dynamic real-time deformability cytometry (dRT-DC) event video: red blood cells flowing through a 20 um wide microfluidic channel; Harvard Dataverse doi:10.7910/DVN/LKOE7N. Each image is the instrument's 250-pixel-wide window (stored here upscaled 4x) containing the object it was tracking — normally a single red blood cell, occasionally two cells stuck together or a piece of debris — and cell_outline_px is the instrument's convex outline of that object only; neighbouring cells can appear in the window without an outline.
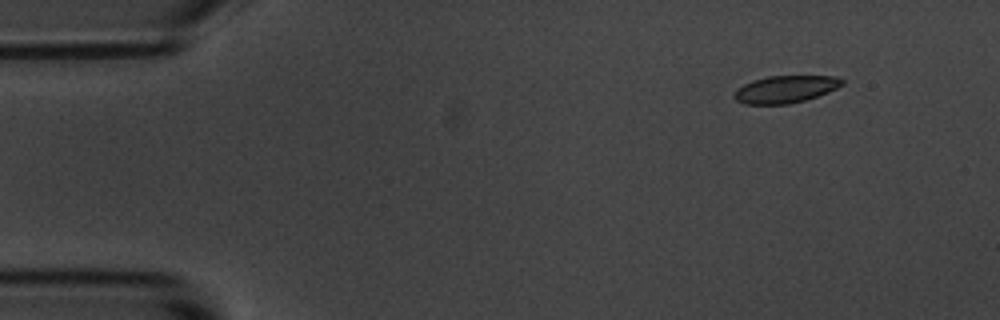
{"species": "common noctule bat (a hibernating species)", "species_latin": "Nyctalus noctula", "temperature_condition": "room temperature", "stored_images_in_passage": 48, "camera_frame_rate_fps": 3000, "um_per_image_px": 0.085, "animal": {"sex": "male", "body_mass_g": 20.1, "forearm_length_mm": 53.5}, "frame": {"image": 1, "passage_image": 1, "time_ms": 0.0, "image_size_px": [1000, 320], "cell_outline_px": [[844, 84], [828, 92], [804, 100], [788, 104], [744, 104], [736, 100], [732, 96], [736, 88], [752, 80], [768, 76], [836, 76], [844, 80]], "centroid_in_image_um": [66.73, 7.58], "position_along_channel_um": 18.3, "area_um2": 17.17}}
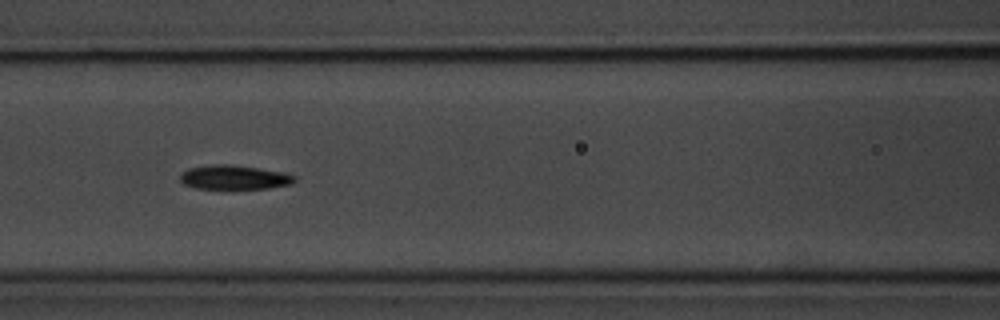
{"frame": {"image": 2, "passage_image": 17, "time_ms": 5.333, "image_size_px": [1000, 320], "cell_outline_px": [[296, 180], [292, 184], [268, 188], [232, 192], [196, 188], [184, 184], [180, 180], [180, 176], [188, 168], [212, 164], [228, 164], [284, 172], [296, 176]], "centroid_in_image_um": [19.91, 15.13], "position_along_channel_um": 146.7, "area_um2": 16.99}}
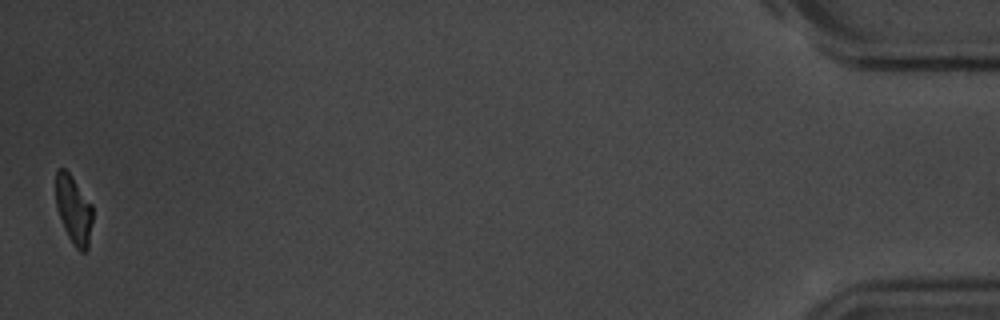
{"frame": {"image": 3, "passage_image": 48, "time_ms": 15.667, "image_size_px": [1000, 320], "cell_outline_px": [[92, 220], [88, 248], [84, 252], [80, 252], [72, 244], [64, 228], [56, 208], [56, 168], [64, 168], [72, 176], [92, 204]], "centroid_in_image_um": [6.25, 17.83], "position_along_channel_um": 428.9, "area_um2": 14.74}, "authors_computed_cell_mechanics": {"area_um2": 16.7331, "velocity_mm_per_s": 3.6478, "shape_relaxation_time_tau1_ms": 3.1866, "shape_relaxation_time_tau2_ms": 3.2155, "deformation_change_tau1": 0.1311, "deformation_change_tau2": 0.0945}}